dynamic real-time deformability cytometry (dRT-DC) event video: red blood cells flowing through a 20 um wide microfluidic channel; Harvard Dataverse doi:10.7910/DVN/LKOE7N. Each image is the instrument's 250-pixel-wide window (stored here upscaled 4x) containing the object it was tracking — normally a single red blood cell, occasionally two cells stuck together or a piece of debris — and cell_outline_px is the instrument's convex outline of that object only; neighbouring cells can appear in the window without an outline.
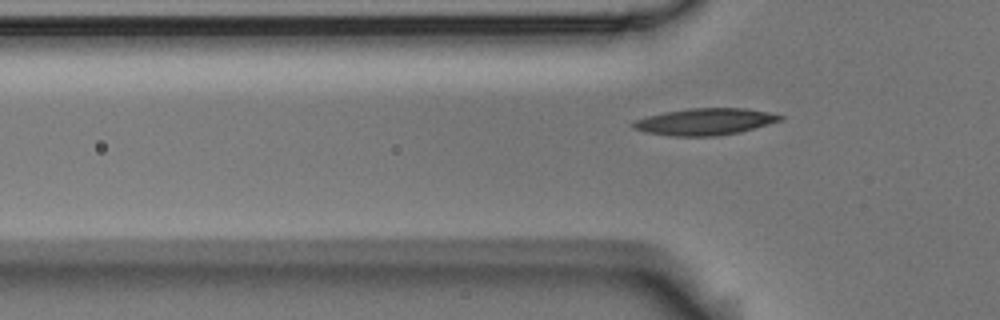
{"species": "Egyptian fruit bat (a non-hibernating species)", "species_latin": "Rousettus aegyptiacus", "temperature_condition": "room temperature", "stored_images_in_passage": 6, "segment_of_instrument_passage": [2, 2], "camera_frame_rate_fps": 3000, "um_per_image_px": 0.085, "animal": {"sex": "male"}, "frame": {"image": 1, "passage_image": 6, "time_ms": 1.667, "image_size_px": [1000, 320], "cell_outline_px": [[784, 120], [740, 132], [716, 136], [672, 136], [644, 132], [632, 128], [628, 124], [636, 120], [648, 116], [664, 112], [688, 108], [744, 108], [768, 112], [784, 116]], "centroid_in_image_um": [59.91, 10.34], "position_along_channel_um": 65.9, "area_um2": 23.06}}